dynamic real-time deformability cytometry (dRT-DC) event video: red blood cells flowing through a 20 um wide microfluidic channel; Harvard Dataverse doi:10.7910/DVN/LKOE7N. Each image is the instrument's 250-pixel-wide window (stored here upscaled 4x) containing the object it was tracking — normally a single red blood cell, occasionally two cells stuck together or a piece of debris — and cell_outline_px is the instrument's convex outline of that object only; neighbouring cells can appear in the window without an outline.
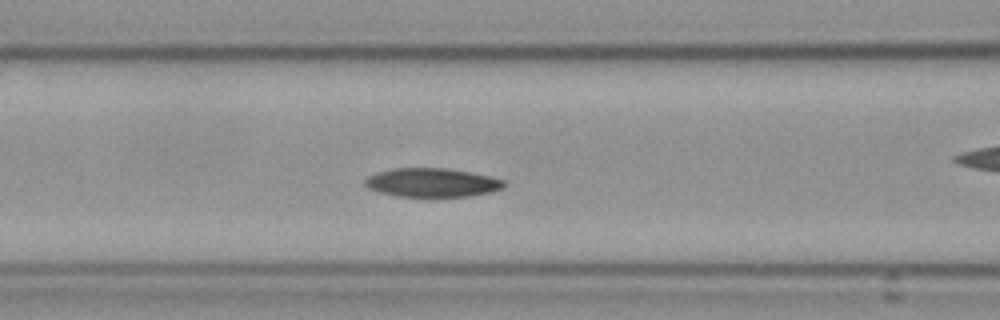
{"species": "Egyptian fruit bat (a non-hibernating species)", "species_latin": "Rousettus aegyptiacus", "temperature_condition": "cold", "stored_images_in_passage": 47, "camera_frame_rate_fps": 3000, "um_per_image_px": 0.085, "frame": {"image": 1, "passage_image": 21, "time_ms": 6.667, "image_size_px": [1000, 320], "cell_outline_px": [[504, 188], [492, 192], [468, 196], [436, 200], [396, 196], [380, 192], [368, 188], [364, 184], [364, 180], [368, 176], [376, 172], [396, 168], [444, 168], [468, 172], [488, 176], [504, 180]], "centroid_in_image_um": [36.7, 15.57], "position_along_channel_um": 129.9, "area_um2": 24.16}, "authors_computed_cell_mechanics": {"area_um2": 23.8136, "velocity_mm_per_s": 3.556, "shape_relaxation_time_tau1_ms": 5.5212, "shape_relaxation_time_tau2_ms": 6.6633, "deformation_change_tau1": 0.1337, "deformation_change_tau2": 0.1278}}